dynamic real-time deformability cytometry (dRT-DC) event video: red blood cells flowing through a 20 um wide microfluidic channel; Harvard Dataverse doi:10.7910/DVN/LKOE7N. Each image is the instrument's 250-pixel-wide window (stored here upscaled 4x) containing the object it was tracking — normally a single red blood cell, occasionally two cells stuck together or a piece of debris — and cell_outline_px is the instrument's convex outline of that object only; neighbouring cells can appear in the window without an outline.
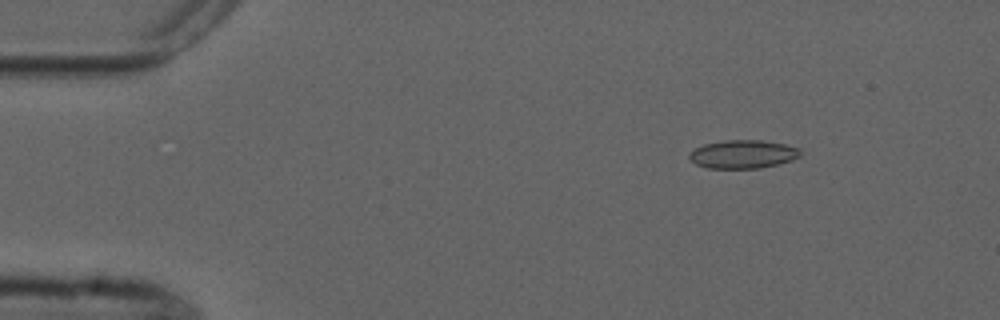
{"species": "common noctule bat (a hibernating species)", "species_latin": "Nyctalus noctula", "temperature_condition": "cold", "stored_images_in_passage": 6, "camera_frame_rate_fps": 3000, "um_per_image_px": 0.085, "animal": {"sex": "male", "forearm_length_mm": 52.5}, "frame": {"image": 1, "passage_image": 2, "time_ms": 1.333, "image_size_px": [1000, 320], "cell_outline_px": [[800, 156], [792, 160], [760, 168], [708, 168], [696, 164], [688, 156], [688, 152], [704, 144], [724, 140], [760, 140], [784, 144], [800, 148]], "centroid_in_image_um": [63.14, 13.1], "position_along_channel_um": 21.9, "area_um2": 18.26}}
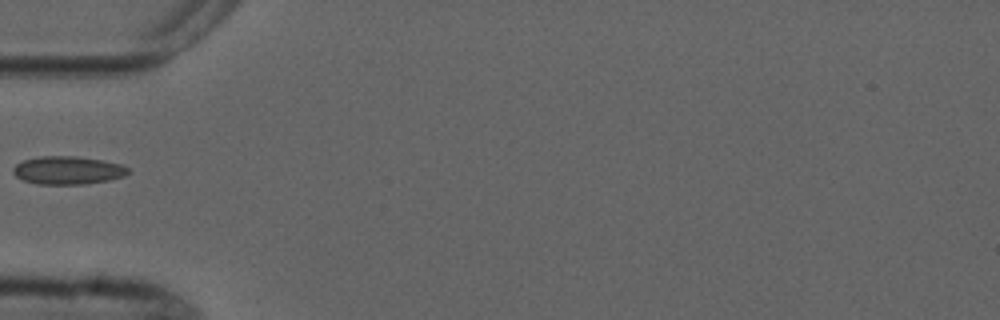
{"frame": {"image": 2, "passage_image": 5, "time_ms": 5.0, "image_size_px": [1000, 320], "cell_outline_px": [[132, 172], [124, 176], [108, 180], [84, 184], [36, 184], [24, 180], [16, 176], [12, 172], [12, 168], [16, 164], [24, 160], [36, 156], [76, 156], [104, 160], [124, 164]], "centroid_in_image_um": [5.79, 14.46], "position_along_channel_um": 79.2, "area_um2": 19.07}}
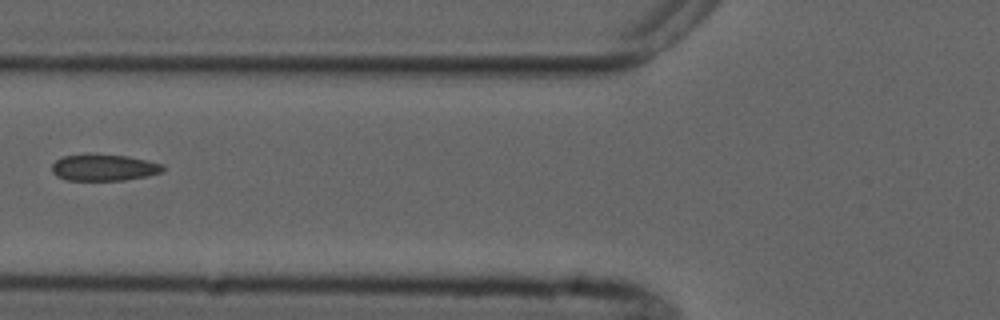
{"frame": {"image": 3, "passage_image": 6, "time_ms": 6.0, "image_size_px": [1000, 320], "cell_outline_px": [[164, 172], [148, 176], [124, 180], [68, 180], [56, 176], [52, 172], [52, 164], [56, 160], [64, 156], [128, 156], [148, 160], [164, 164]], "centroid_in_image_um": [8.9, 14.27], "position_along_channel_um": 116.9, "area_um2": 16.76}}